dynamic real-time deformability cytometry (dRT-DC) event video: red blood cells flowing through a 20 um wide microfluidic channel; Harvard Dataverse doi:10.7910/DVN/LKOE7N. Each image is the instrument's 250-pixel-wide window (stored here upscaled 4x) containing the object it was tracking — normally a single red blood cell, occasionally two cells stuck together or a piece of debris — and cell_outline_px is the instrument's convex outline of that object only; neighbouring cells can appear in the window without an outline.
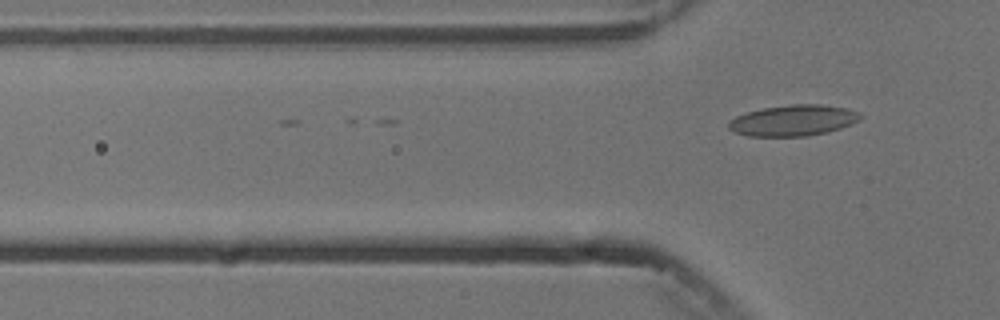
{"species": "common noctule bat (a hibernating species)", "species_latin": "Nyctalus noctula", "temperature_condition": "cold", "stored_images_in_passage": 2, "camera_frame_rate_fps": 3000, "um_per_image_px": 0.085, "animal": {"sex": "male", "body_mass_g": 13.3}, "frame": {"image": 1, "passage_image": 2, "time_ms": 1.0, "image_size_px": [1000, 320], "cell_outline_px": [[864, 116], [860, 120], [852, 124], [828, 132], [808, 136], [748, 136], [732, 132], [728, 128], [728, 124], [736, 116], [748, 112], [764, 108], [788, 104], [820, 104], [844, 108], [856, 112]], "centroid_in_image_um": [67.43, 10.24], "position_along_channel_um": 58.4, "area_um2": 23.76}}